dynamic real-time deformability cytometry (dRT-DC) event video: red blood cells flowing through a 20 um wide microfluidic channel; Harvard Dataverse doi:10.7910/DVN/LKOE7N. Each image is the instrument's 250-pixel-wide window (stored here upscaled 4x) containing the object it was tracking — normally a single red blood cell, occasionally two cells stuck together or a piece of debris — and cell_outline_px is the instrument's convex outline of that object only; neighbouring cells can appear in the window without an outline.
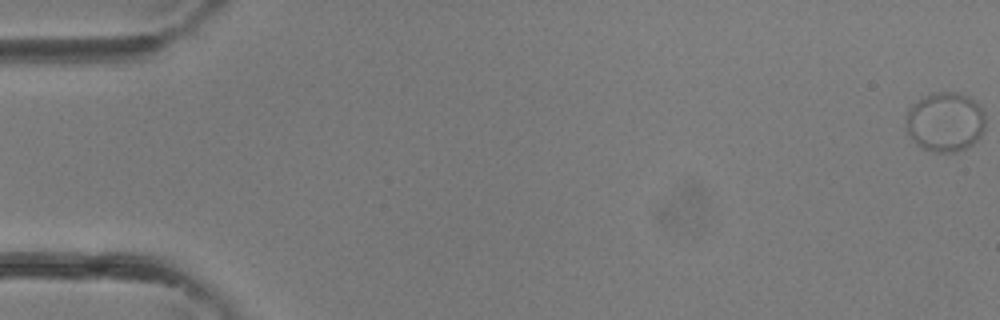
{"species": "common noctule bat (a hibernating species)", "species_latin": "Nyctalus noctula", "temperature_condition": "room temperature", "stored_images_in_passage": 38, "camera_frame_rate_fps": 3000, "um_per_image_px": 0.085, "animal": {"sex": "female"}, "frame": {"image": 1, "passage_image": 1, "time_ms": 0.0, "image_size_px": [1000, 320], "cell_outline_px": [[984, 128], [980, 136], [972, 144], [956, 152], [932, 152], [916, 144], [908, 136], [904, 124], [904, 120], [908, 108], [916, 100], [932, 92], [956, 92], [968, 96], [976, 100], [984, 112]], "centroid_in_image_um": [80.29, 10.35], "position_along_channel_um": 4.7, "area_um2": 28.03}}
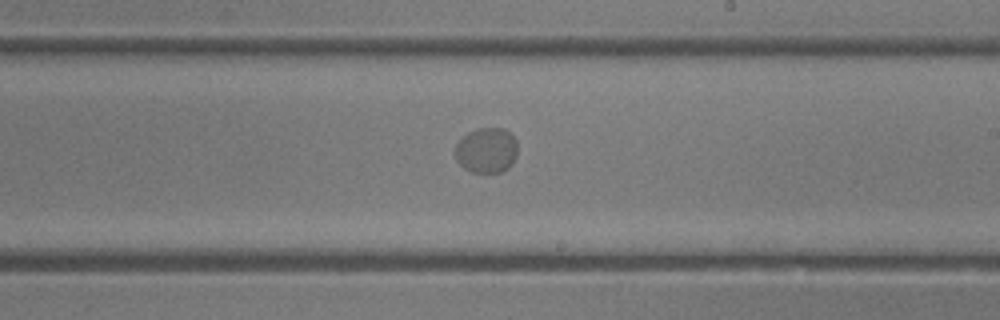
{"frame": {"image": 2, "passage_image": 23, "time_ms": 7.333, "image_size_px": [1000, 320], "cell_outline_px": [[516, 156], [512, 164], [508, 168], [500, 172], [472, 172], [464, 168], [456, 160], [456, 144], [460, 136], [476, 128], [504, 128], [512, 132], [516, 140]], "centroid_in_image_um": [41.35, 12.75], "position_along_channel_um": 247.6, "area_um2": 16.7}}
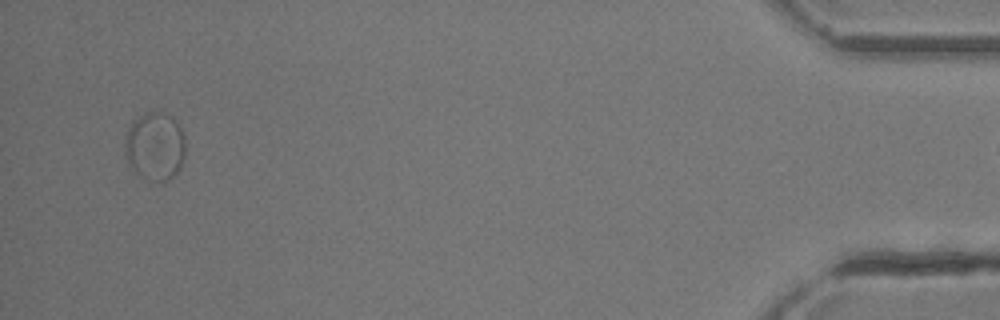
{"frame": {"image": 3, "passage_image": 37, "time_ms": 12.0, "image_size_px": [1000, 320], "cell_outline_px": [[184, 156], [180, 168], [168, 180], [152, 184], [144, 180], [128, 164], [124, 152], [124, 140], [132, 120], [144, 112], [160, 112], [172, 116], [180, 124], [184, 136]], "centroid_in_image_um": [13.15, 12.45], "position_along_channel_um": 422.0, "area_um2": 24.68}}